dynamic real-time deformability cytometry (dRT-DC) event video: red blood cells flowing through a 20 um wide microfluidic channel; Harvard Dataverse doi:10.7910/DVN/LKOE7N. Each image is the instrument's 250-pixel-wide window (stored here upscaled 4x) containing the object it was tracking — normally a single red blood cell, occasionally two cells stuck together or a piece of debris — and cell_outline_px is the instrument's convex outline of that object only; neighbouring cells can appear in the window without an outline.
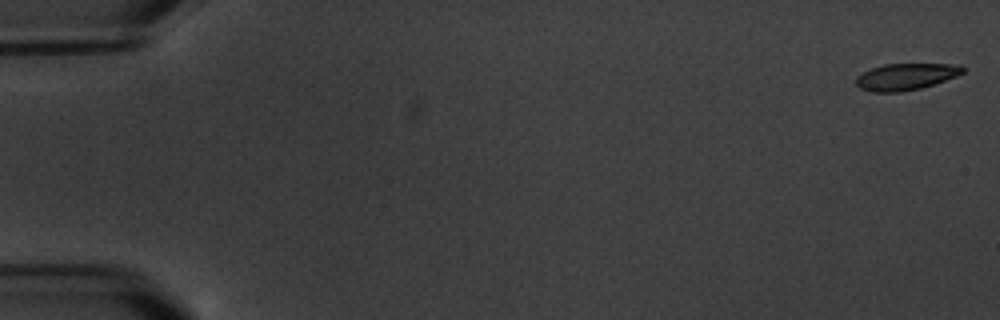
{"species": "common noctule bat (a hibernating species)", "species_latin": "Nyctalus noctula", "temperature_condition": "warm", "stored_images_in_passage": 7, "camera_frame_rate_fps": 3000, "um_per_image_px": 0.085, "animal": {"sex": "male", "body_mass_g": 20.1, "forearm_length_mm": 53.5}, "frame": {"image": 1, "passage_image": 1, "time_ms": 0.0, "image_size_px": [1000, 320], "cell_outline_px": [[964, 72], [956, 76], [920, 88], [900, 92], [872, 92], [860, 88], [856, 84], [856, 76], [872, 68], [884, 64], [960, 64], [964, 68]], "centroid_in_image_um": [76.98, 6.51], "position_along_channel_um": 8.0, "area_um2": 16.42}}
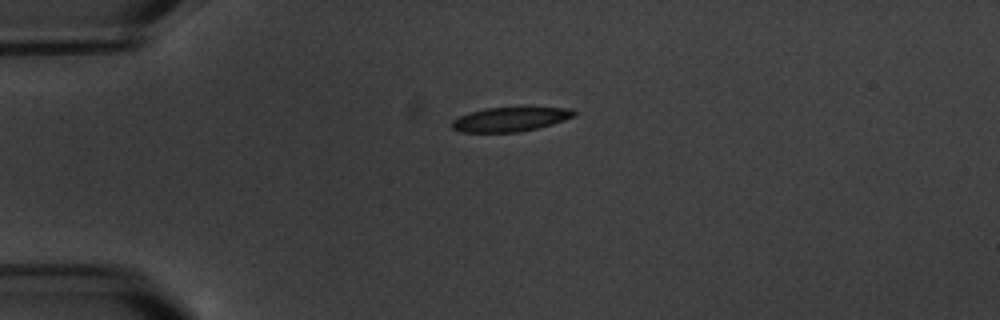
{"frame": {"image": 2, "passage_image": 5, "time_ms": 4.667, "image_size_px": [1000, 320], "cell_outline_px": [[576, 116], [552, 124], [520, 132], [460, 132], [452, 128], [448, 124], [452, 120], [460, 116], [484, 108], [524, 104], [572, 108], [576, 112]], "centroid_in_image_um": [43.44, 10.07], "position_along_channel_um": 41.6, "area_um2": 18.44}}